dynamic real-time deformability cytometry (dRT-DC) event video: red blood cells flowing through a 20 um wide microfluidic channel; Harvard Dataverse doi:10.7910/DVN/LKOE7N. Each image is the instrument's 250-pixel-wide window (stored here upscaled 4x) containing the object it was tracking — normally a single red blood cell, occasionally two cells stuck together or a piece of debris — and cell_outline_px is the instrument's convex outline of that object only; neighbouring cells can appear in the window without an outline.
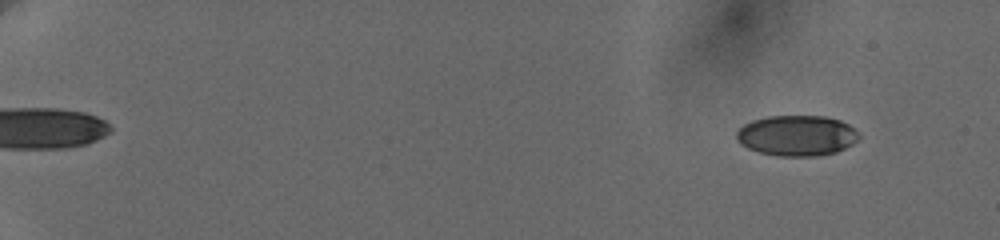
{"species": "human", "species_latin": "Homo sapiens", "temperature_condition": "cold", "stored_images_in_passage": 32, "camera_frame_rate_fps": 3000, "um_per_image_px": 0.085, "donor": {"sex": "female"}, "frame": {"image": 1, "passage_image": 6, "time_ms": 1.0, "image_size_px": [1000, 240], "cell_outline_px": [[860, 136], [852, 144], [836, 152], [816, 156], [776, 156], [760, 152], [748, 148], [740, 144], [736, 140], [736, 132], [744, 124], [752, 120], [768, 116], [824, 116], [840, 120], [848, 124]], "centroid_in_image_um": [67.69, 11.52], "position_along_channel_um": 17.3, "area_um2": 28.9}}
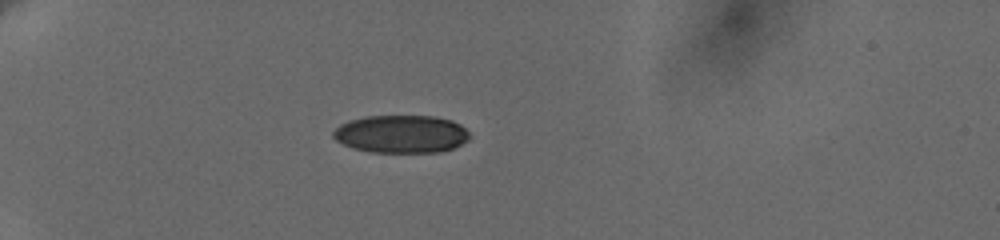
{"frame": {"image": 2, "passage_image": 27, "time_ms": 5.667, "image_size_px": [1000, 240], "cell_outline_px": [[468, 140], [452, 148], [440, 152], [368, 152], [352, 148], [336, 140], [332, 136], [332, 132], [340, 124], [348, 120], [364, 116], [432, 116], [452, 120], [460, 124], [468, 132]], "centroid_in_image_um": [34.06, 11.39], "position_along_channel_um": 50.9, "area_um2": 30.11}}